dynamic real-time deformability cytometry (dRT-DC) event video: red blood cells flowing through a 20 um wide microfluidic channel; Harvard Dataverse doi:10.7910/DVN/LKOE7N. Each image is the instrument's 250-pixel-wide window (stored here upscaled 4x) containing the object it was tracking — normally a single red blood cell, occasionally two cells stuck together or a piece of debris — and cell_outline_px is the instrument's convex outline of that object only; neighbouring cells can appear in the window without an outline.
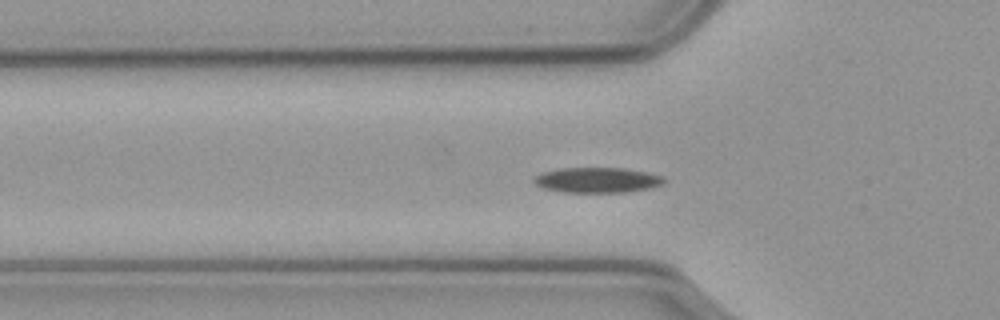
{"species": "common noctule bat (a hibernating species)", "species_latin": "Nyctalus noctula", "temperature_condition": "cold", "stored_images_in_passage": 37, "camera_frame_rate_fps": 3000, "um_per_image_px": 0.085, "animal": {"sex": "male", "body_mass_g": 23.1, "forearm_length_mm": 52.7}, "frame": {"image": 1, "passage_image": 2, "time_ms": 0.333, "image_size_px": [1000, 320], "cell_outline_px": [[664, 184], [652, 188], [624, 192], [564, 192], [544, 188], [536, 184], [532, 180], [536, 176], [544, 172], [564, 168], [624, 168], [664, 176]], "centroid_in_image_um": [50.81, 15.31], "position_along_channel_um": 75.0, "area_um2": 18.96}}
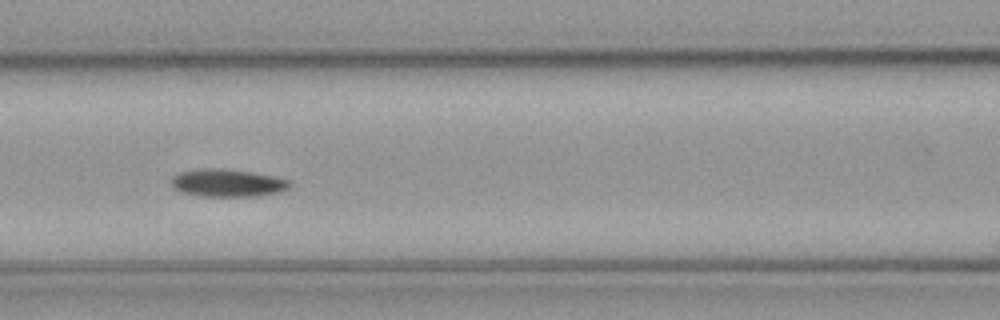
{"frame": {"image": 2, "passage_image": 8, "time_ms": 2.333, "image_size_px": [1000, 320], "cell_outline_px": [[292, 184], [288, 188], [280, 192], [256, 196], [200, 196], [180, 192], [172, 188], [172, 176], [180, 172], [204, 168], [220, 168], [252, 172], [276, 176], [288, 180]], "centroid_in_image_um": [19.33, 15.55], "position_along_channel_um": 147.3, "area_um2": 19.19}}
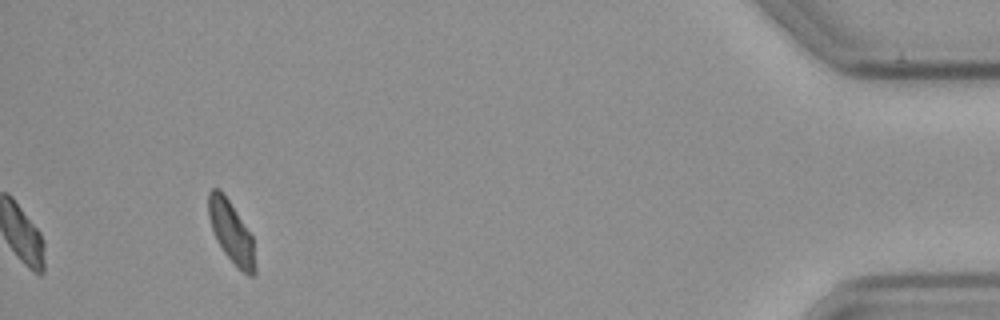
{"frame": {"image": 3, "passage_image": 37, "time_ms": 12.0, "image_size_px": [1000, 320], "cell_outline_px": [[256, 272], [252, 276], [248, 276], [224, 252], [216, 240], [208, 216], [208, 192], [212, 188], [220, 188], [252, 236], [256, 268]], "centroid_in_image_um": [19.64, 19.71], "position_along_channel_um": 415.6, "area_um2": 16.42}, "authors_computed_cell_mechanics": {"area_um2": 18.1492, "velocity_mm_per_s": 3.5504, "shape_relaxation_time_tau1_ms": 6.8728, "shape_relaxation_time_tau2_ms": null, "deformation_change_tau1": 0.1272, "deformation_change_tau2": null}}